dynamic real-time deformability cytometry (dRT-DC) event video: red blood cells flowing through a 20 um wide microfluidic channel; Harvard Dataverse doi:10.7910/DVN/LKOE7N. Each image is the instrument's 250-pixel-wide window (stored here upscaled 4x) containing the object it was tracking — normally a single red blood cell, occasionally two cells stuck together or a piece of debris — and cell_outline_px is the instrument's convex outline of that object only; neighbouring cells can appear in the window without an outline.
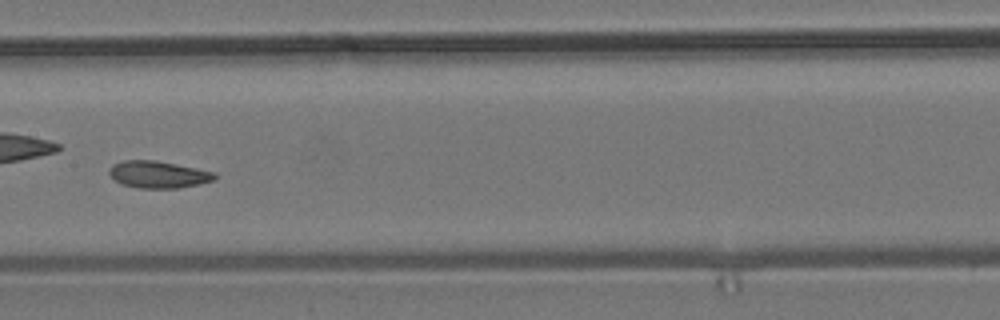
{"species": "common noctule bat (a hibernating species)", "species_latin": "Nyctalus noctula", "temperature_condition": "room temperature", "stored_images_in_passage": 13, "camera_frame_rate_fps": 3000, "um_per_image_px": 0.085, "animal": {"sex": "male", "body_mass_g": 19.2, "forearm_length_mm": 51.8}, "frame": {"image": 1, "passage_image": 6, "time_ms": 7.333, "image_size_px": [1000, 320], "cell_outline_px": [[216, 180], [180, 188], [140, 188], [120, 184], [108, 172], [108, 168], [112, 164], [124, 160], [156, 160], [216, 172]], "centroid_in_image_um": [13.45, 14.83], "position_along_channel_um": 193.9, "area_um2": 16.7}}
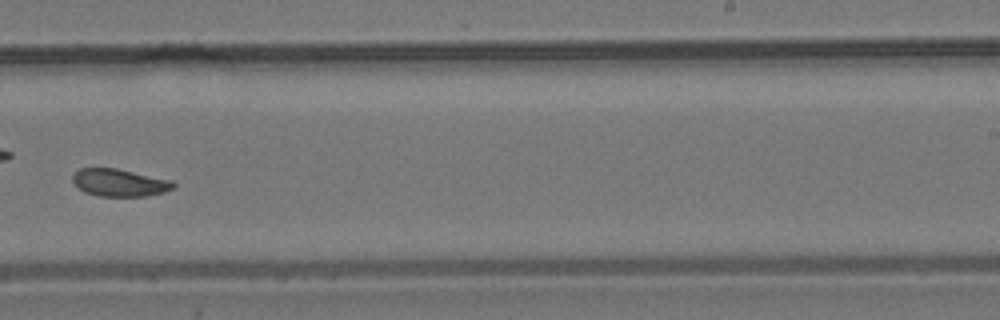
{"frame": {"image": 2, "passage_image": 8, "time_ms": 9.667, "image_size_px": [1000, 320], "cell_outline_px": [[176, 188], [164, 192], [144, 196], [96, 196], [84, 192], [72, 180], [72, 176], [80, 168], [116, 168], [172, 180], [176, 184]], "centroid_in_image_um": [10.19, 15.53], "position_along_channel_um": 278.8, "area_um2": 16.13}}